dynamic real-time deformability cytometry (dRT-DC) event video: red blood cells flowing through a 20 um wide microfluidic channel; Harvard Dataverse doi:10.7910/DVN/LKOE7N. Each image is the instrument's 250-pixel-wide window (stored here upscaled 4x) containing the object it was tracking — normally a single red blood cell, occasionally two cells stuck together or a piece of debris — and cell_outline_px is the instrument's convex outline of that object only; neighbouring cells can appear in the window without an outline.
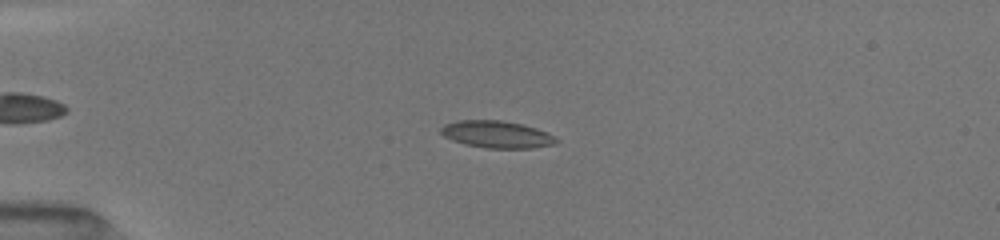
{"species": "common noctule bat (a hibernating species)", "species_latin": "Nyctalus noctula", "temperature_condition": "room temperature", "stored_images_in_passage": 51, "camera_frame_rate_fps": 3000, "um_per_image_px": 0.085, "animal": {"sex": "female", "body_mass_g": 19.5, "forearm_length_mm": 54.1}, "frame": {"image": 1, "passage_image": 16, "time_ms": 4.0, "image_size_px": [1000, 240], "cell_outline_px": [[560, 140], [552, 144], [532, 148], [484, 148], [464, 144], [452, 140], [444, 136], [440, 132], [440, 128], [444, 124], [460, 120], [500, 120], [520, 124], [536, 128]], "centroid_in_image_um": [42.17, 11.42], "position_along_channel_um": 42.8, "area_um2": 18.03}}
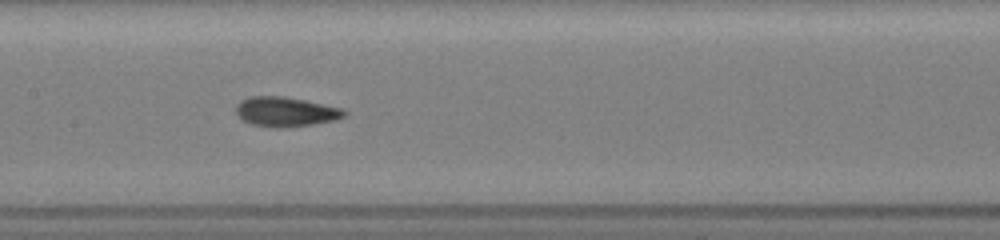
{"frame": {"image": 2, "passage_image": 27, "time_ms": 8.333, "image_size_px": [1000, 240], "cell_outline_px": [[348, 112], [344, 116], [336, 120], [312, 124], [280, 128], [276, 128], [252, 124], [244, 120], [236, 112], [236, 104], [240, 100], [252, 96], [284, 96], [304, 100], [340, 108]], "centroid_in_image_um": [24.27, 9.49], "position_along_channel_um": 183.1, "area_um2": 18.5}}
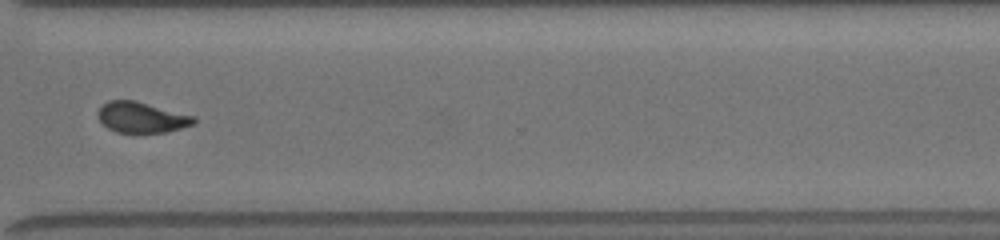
{"frame": {"image": 3, "passage_image": 50, "time_ms": 12.667, "image_size_px": [1000, 240], "cell_outline_px": [[196, 120], [192, 124], [180, 128], [164, 132], [136, 136], [116, 132], [108, 128], [100, 120], [100, 108], [108, 100], [136, 100], [192, 116]], "centroid_in_image_um": [12.01, 10.02], "position_along_channel_um": 358.6, "area_um2": 17.28}}